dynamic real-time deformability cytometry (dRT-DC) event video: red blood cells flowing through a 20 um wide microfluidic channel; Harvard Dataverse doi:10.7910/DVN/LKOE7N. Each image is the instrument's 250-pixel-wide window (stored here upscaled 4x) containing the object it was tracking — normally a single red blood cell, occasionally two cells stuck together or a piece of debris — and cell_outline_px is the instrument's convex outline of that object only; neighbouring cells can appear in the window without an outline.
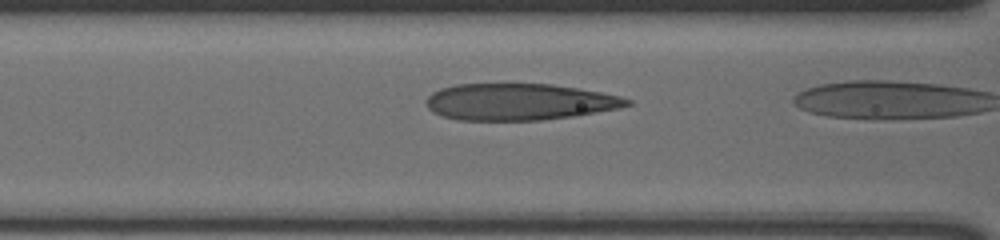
{"species": "human", "species_latin": "Homo sapiens", "temperature_condition": "cold", "stored_images_in_passage": 4, "camera_frame_rate_fps": 3000, "um_per_image_px": 0.085, "donor": {"sex": "male"}, "frame": {"image": 1, "passage_image": 3, "time_ms": 0.667, "image_size_px": [1000, 240], "cell_outline_px": [[632, 104], [620, 108], [576, 116], [540, 120], [456, 120], [432, 112], [428, 108], [424, 100], [432, 92], [440, 88], [456, 84], [552, 84], [600, 92], [620, 96], [632, 100]], "centroid_in_image_um": [44.12, 8.66], "position_along_channel_um": 122.5, "area_um2": 43.06}}